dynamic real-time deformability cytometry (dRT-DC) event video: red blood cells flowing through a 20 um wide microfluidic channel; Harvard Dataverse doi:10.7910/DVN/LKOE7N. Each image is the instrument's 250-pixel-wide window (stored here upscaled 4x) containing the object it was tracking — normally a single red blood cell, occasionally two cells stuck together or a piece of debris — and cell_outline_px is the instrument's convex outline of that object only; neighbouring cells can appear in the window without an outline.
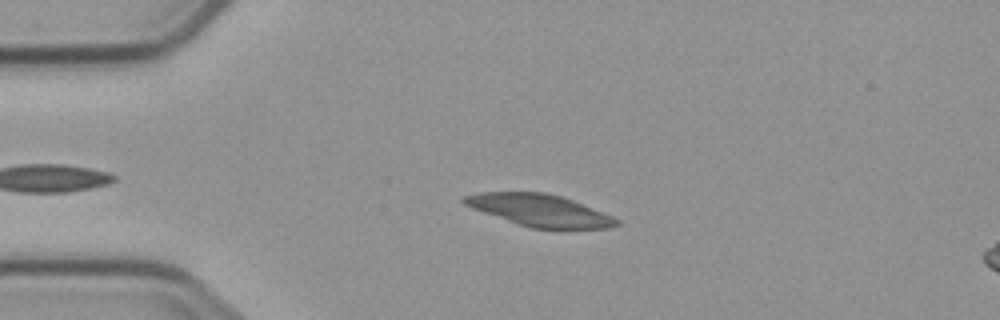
{"species": "common noctule bat (a hibernating species)", "species_latin": "Nyctalus noctula", "temperature_condition": "cold", "stored_images_in_passage": 4, "camera_frame_rate_fps": 3000, "um_per_image_px": 0.085, "animal": {"sex": "male", "body_mass_g": 23.1, "forearm_length_mm": 52.7}, "frame": {"image": 1, "passage_image": 2, "time_ms": 2.0, "image_size_px": [1000, 320], "cell_outline_px": [[620, 224], [608, 228], [532, 228], [516, 224], [472, 208], [464, 204], [460, 200], [464, 196], [480, 192], [544, 192], [560, 196], [572, 200], [612, 216], [620, 220]], "centroid_in_image_um": [45.83, 17.87], "position_along_channel_um": 39.2, "area_um2": 28.09}}